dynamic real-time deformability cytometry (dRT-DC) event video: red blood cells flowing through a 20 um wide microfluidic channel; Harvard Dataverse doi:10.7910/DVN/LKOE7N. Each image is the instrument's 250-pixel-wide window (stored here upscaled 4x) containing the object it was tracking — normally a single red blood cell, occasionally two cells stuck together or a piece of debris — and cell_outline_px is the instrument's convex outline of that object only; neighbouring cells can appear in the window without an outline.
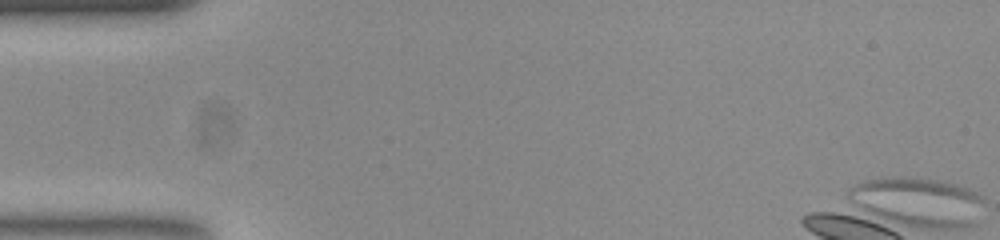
{"species": "common noctule bat (a hibernating species)", "species_latin": "Nyctalus noctula", "temperature_condition": "room temperature", "stored_images_in_passage": 13, "camera_frame_rate_fps": 3000, "um_per_image_px": 0.085, "animal": {"sex": "female", "body_mass_g": 23.0, "forearm_length_mm": 53.4}, "frame": {"image": 1, "passage_image": 1, "time_ms": 0.0, "image_size_px": [1000, 240], "cell_outline_px": [[976, 200], [972, 200], [872, 192], [860, 188], [864, 184], [872, 180], [936, 180], [952, 184], [976, 196]], "centroid_in_image_um": [78.09, 16.04], "position_along_channel_um": 6.9, "area_um2": 10.75}}